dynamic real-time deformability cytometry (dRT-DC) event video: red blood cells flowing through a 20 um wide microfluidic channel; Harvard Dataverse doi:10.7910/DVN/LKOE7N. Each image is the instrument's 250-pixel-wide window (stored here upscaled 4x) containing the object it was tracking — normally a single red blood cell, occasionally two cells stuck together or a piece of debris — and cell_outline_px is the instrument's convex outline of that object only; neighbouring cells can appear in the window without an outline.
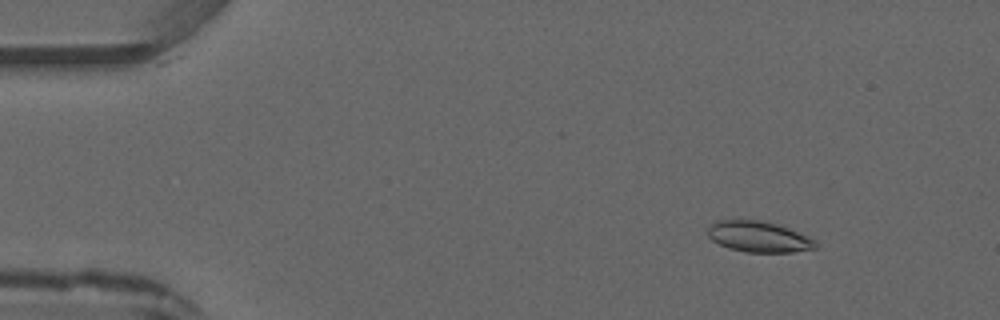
{"species": "common noctule bat (a hibernating species)", "species_latin": "Nyctalus noctula", "temperature_condition": "warm", "stored_images_in_passage": 4, "camera_frame_rate_fps": 3000, "um_per_image_px": 0.085, "animal": {"sex": "male", "forearm_length_mm": 52.5}, "frame": {"image": 1, "passage_image": 2, "time_ms": 1.333, "image_size_px": [1000, 320], "cell_outline_px": [[816, 248], [792, 252], [744, 252], [728, 248], [712, 240], [708, 236], [708, 228], [716, 220], [760, 220], [776, 224], [788, 228], [808, 236], [816, 240]], "centroid_in_image_um": [64.48, 20.12], "position_along_channel_um": 20.5, "area_um2": 19.31}}